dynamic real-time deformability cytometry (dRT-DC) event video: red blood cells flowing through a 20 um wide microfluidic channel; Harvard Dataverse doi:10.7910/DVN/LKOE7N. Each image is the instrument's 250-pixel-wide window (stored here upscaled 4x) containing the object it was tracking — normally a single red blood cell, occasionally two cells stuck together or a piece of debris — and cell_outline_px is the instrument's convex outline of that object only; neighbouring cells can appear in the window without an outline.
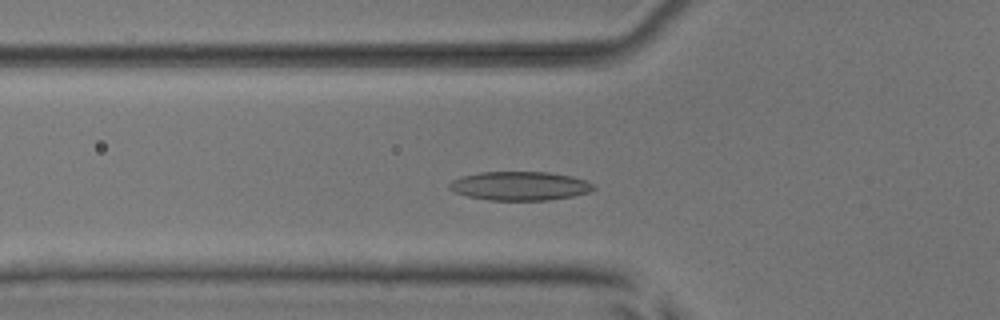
{"species": "common noctule bat (a hibernating species)", "species_latin": "Nyctalus noctula", "temperature_condition": "room temperature", "stored_images_in_passage": 49, "camera_frame_rate_fps": 3000, "um_per_image_px": 0.085, "animal": {"sex": "male", "body_mass_g": 17.9, "forearm_length_mm": 54.2}, "frame": {"image": 1, "passage_image": 14, "time_ms": 4.333, "image_size_px": [1000, 320], "cell_outline_px": [[596, 188], [592, 192], [572, 196], [548, 200], [488, 200], [468, 196], [456, 192], [448, 188], [448, 184], [452, 180], [460, 176], [480, 172], [548, 172], [572, 176], [596, 184]], "centroid_in_image_um": [44.21, 15.8], "position_along_channel_um": 81.6, "area_um2": 24.39}}
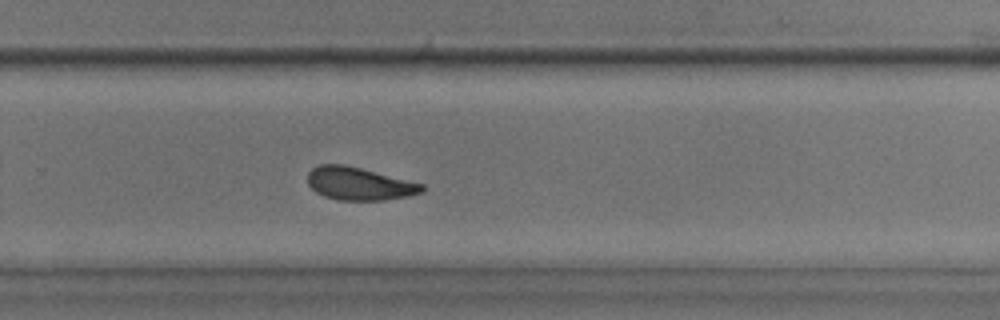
{"frame": {"image": 2, "passage_image": 31, "time_ms": 10.0, "image_size_px": [1000, 320], "cell_outline_px": [[424, 192], [408, 196], [384, 200], [340, 200], [324, 196], [316, 192], [308, 184], [308, 172], [312, 168], [320, 164], [344, 164], [424, 184]], "centroid_in_image_um": [30.52, 15.61], "position_along_channel_um": 299.3, "area_um2": 21.79}}
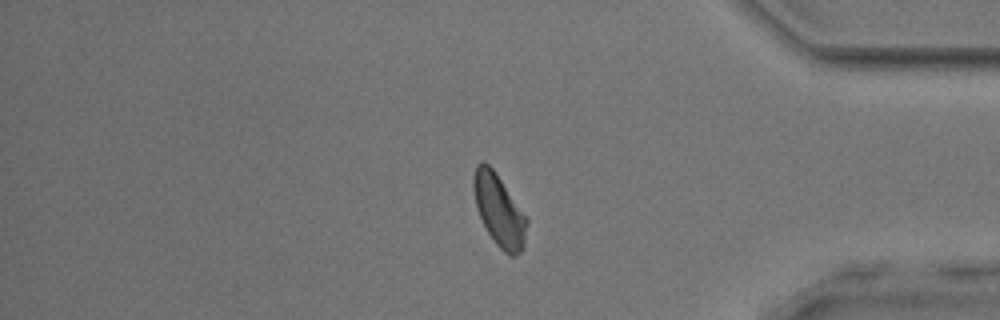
{"frame": {"image": 3, "passage_image": 40, "time_ms": 13.0, "image_size_px": [1000, 320], "cell_outline_px": [[528, 224], [524, 248], [516, 256], [508, 256], [496, 244], [488, 232], [476, 208], [472, 188], [472, 176], [476, 164], [480, 160], [484, 160], [496, 172], [528, 220]], "centroid_in_image_um": [42.4, 17.86], "position_along_channel_um": 392.8, "area_um2": 22.48}, "authors_computed_cell_mechanics": {"area_um2": 22.3686, "velocity_mm_per_s": 3.8472, "shape_relaxation_time_tau1_ms": 3.1799, "shape_relaxation_time_tau2_ms": 3.3074, "deformation_change_tau1": 0.1079, "deformation_change_tau2": 0.1065}}